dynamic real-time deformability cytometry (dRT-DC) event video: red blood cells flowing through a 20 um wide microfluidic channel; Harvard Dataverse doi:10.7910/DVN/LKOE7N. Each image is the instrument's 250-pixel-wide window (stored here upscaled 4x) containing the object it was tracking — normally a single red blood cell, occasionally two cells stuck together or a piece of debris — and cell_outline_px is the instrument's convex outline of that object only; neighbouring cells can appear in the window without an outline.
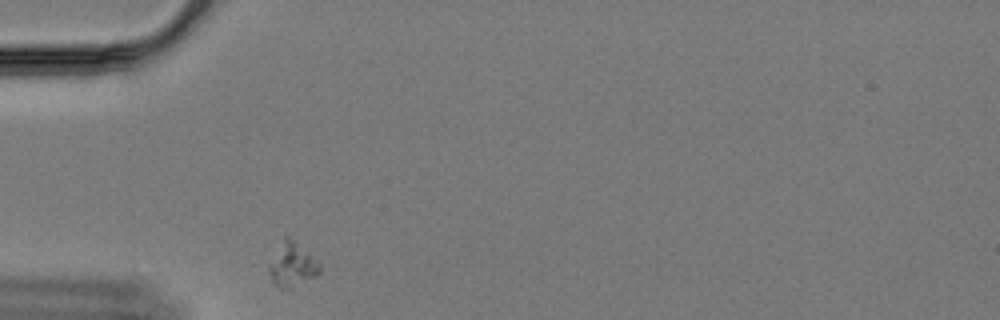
{"species": "Egyptian fruit bat (a non-hibernating species)", "species_latin": "Rousettus aegyptiacus", "temperature_condition": "cold", "stored_images_in_passage": 34, "camera_frame_rate_fps": 3000, "um_per_image_px": 0.085, "animal": {"sex": "female"}, "frame": {"image": 1, "passage_image": 1, "time_ms": 0.0, "image_size_px": [1000, 320], "cell_outline_px": [[320, 272], [316, 276], [288, 288], [280, 288], [272, 280], [268, 272], [268, 264], [284, 240], [292, 240], [316, 260], [320, 264]], "centroid_in_image_um": [24.83, 22.57], "position_along_channel_um": 60.2, "area_um2": 12.08}}
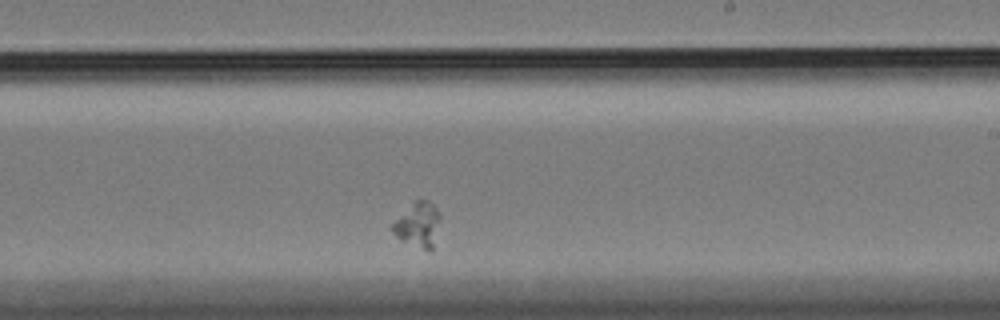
{"frame": {"image": 2, "passage_image": 21, "time_ms": 6.667, "image_size_px": [1000, 320], "cell_outline_px": [[440, 220], [432, 252], [428, 252], [400, 240], [388, 228], [416, 200], [428, 200], [440, 212]], "centroid_in_image_um": [35.54, 19.15], "position_along_channel_um": 253.5, "area_um2": 12.48}}
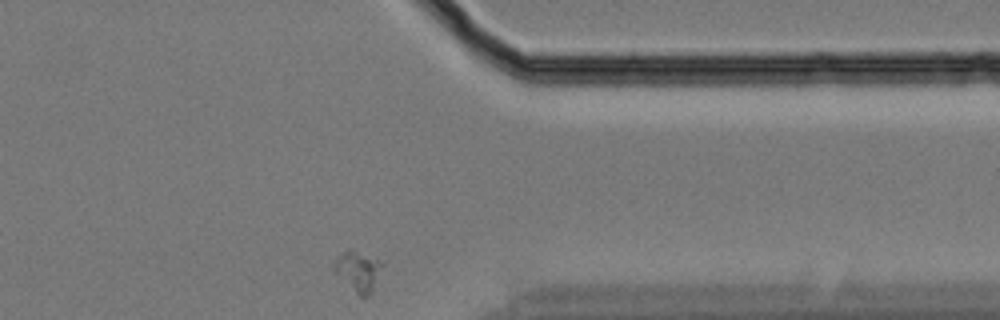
{"frame": {"image": 3, "passage_image": 34, "time_ms": 11.0, "image_size_px": [1000, 320], "cell_outline_px": [[388, 260], [372, 292], [368, 296], [360, 296], [332, 268], [332, 264], [336, 256], [348, 248], [352, 248]], "centroid_in_image_um": [30.54, 22.94], "position_along_channel_um": 380.9, "area_um2": 11.96}}